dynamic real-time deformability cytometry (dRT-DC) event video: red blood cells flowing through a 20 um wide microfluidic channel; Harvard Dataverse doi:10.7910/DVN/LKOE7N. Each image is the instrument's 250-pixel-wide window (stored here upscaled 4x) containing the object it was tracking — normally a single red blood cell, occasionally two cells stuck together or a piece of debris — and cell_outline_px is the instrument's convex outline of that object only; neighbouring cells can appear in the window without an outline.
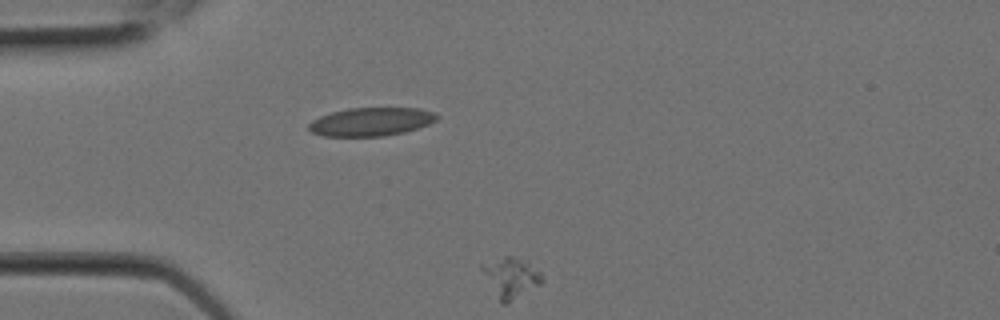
{"species": "Egyptian fruit bat (a non-hibernating species)", "species_latin": "Rousettus aegyptiacus", "temperature_condition": "room temperature", "stored_images_in_passage": 4, "camera_frame_rate_fps": 3000, "um_per_image_px": 0.085, "animal": {"sex": "female"}, "frame": {"image": 1, "passage_image": 1, "time_ms": 0.0, "image_size_px": [1000, 320], "cell_outline_px": [[544, 280], [540, 284], [504, 304], [500, 300], [480, 268], [480, 264], [504, 256], [508, 256], [520, 260], [528, 264], [540, 272], [544, 276]], "centroid_in_image_um": [43.41, 23.56], "position_along_channel_um": 41.6, "area_um2": 13.24}}
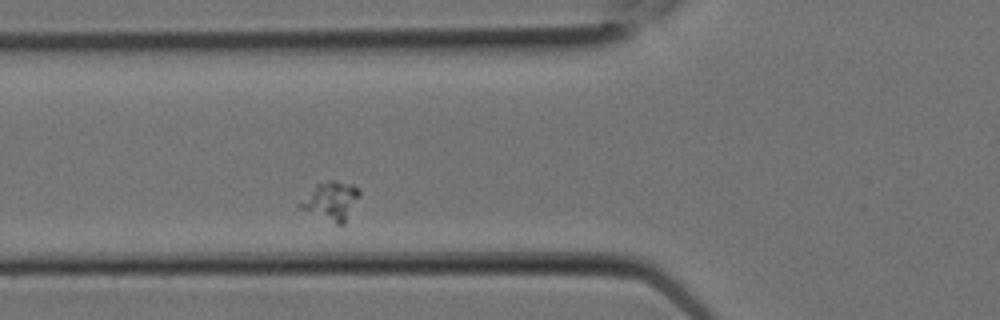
{"frame": {"image": 2, "passage_image": 4, "time_ms": 1.0, "image_size_px": [1000, 320], "cell_outline_px": [[360, 196], [344, 224], [336, 224], [300, 208], [296, 204], [316, 184], [328, 180], [336, 180], [352, 184], [360, 188]], "centroid_in_image_um": [28.15, 17.05], "position_along_channel_um": 97.7, "area_um2": 13.35}}